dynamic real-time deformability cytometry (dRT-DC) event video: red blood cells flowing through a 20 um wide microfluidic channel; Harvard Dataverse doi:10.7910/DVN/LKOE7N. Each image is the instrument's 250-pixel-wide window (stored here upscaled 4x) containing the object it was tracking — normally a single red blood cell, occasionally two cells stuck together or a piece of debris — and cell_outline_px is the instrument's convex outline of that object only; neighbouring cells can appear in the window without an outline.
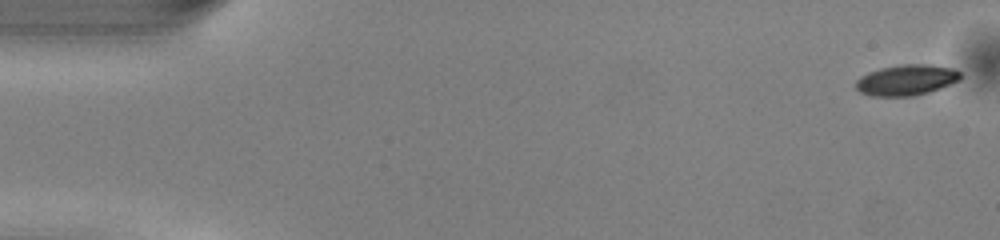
{"species": "common noctule bat (a hibernating species)", "species_latin": "Nyctalus noctula", "temperature_condition": "warm", "stored_images_in_passage": 49, "camera_frame_rate_fps": 3000, "um_per_image_px": 0.085, "animal": {"sex": "male", "body_mass_g": 13.0, "forearm_length_mm": 53.1}, "frame": {"image": 1, "passage_image": 1, "time_ms": 0.0, "image_size_px": [1000, 240], "cell_outline_px": [[960, 80], [940, 88], [916, 96], [868, 96], [860, 92], [856, 88], [856, 80], [860, 76], [868, 72], [880, 68], [900, 64], [932, 64], [952, 68], [960, 72]], "centroid_in_image_um": [77.02, 6.8], "position_along_channel_um": 8.0, "area_um2": 18.9}}
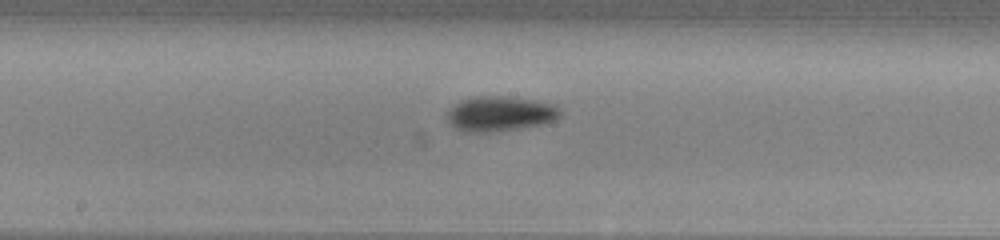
{"frame": {"image": 2, "passage_image": 26, "time_ms": 8.333, "image_size_px": [1000, 240], "cell_outline_px": [[560, 116], [552, 120], [540, 124], [520, 128], [488, 132], [464, 132], [448, 124], [448, 108], [452, 104], [460, 100], [472, 96], [504, 96], [536, 100], [552, 104], [560, 108]], "centroid_in_image_um": [42.43, 9.65], "position_along_channel_um": 205.8, "area_um2": 23.12}}
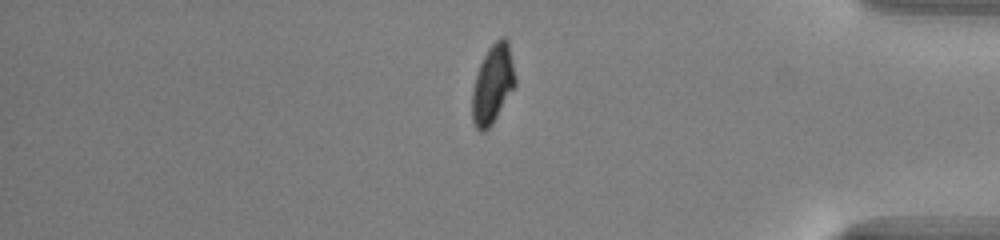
{"frame": {"image": 3, "passage_image": 42, "time_ms": 13.667, "image_size_px": [1000, 240], "cell_outline_px": [[516, 84], [492, 124], [484, 132], [480, 132], [476, 128], [472, 120], [472, 88], [480, 64], [488, 48], [500, 36], [504, 36], [508, 40], [516, 80]], "centroid_in_image_um": [41.87, 7.15], "position_along_channel_um": 393.3, "area_um2": 19.71}, "authors_computed_cell_mechanics": {"area_um2": 20.23, "velocity_mm_per_s": 4.0826, "shape_relaxation_time_tau1_ms": 2.4446, "shape_relaxation_time_tau2_ms": null, "deformation_change_tau1": 0.1256, "deformation_change_tau2": null}}